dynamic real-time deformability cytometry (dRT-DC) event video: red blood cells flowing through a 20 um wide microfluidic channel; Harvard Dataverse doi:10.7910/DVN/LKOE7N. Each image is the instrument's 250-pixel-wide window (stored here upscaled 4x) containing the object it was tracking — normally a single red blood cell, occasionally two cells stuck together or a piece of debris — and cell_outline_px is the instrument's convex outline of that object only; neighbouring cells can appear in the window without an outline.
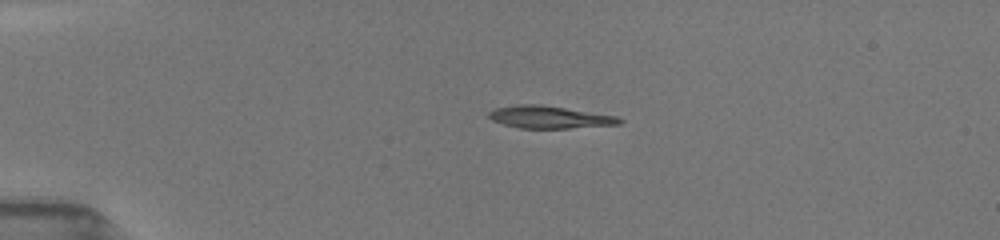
{"species": "common noctule bat (a hibernating species)", "species_latin": "Nyctalus noctula", "temperature_condition": "room temperature", "stored_images_in_passage": 41, "camera_frame_rate_fps": 3000, "um_per_image_px": 0.085, "animal": {"sex": "female", "body_mass_g": 19.5, "forearm_length_mm": 54.1}, "frame": {"image": 1, "passage_image": 1, "time_ms": 0.0, "image_size_px": [1000, 240], "cell_outline_px": [[624, 120], [620, 124], [568, 128], [520, 128], [504, 124], [492, 120], [488, 116], [488, 112], [496, 108], [516, 104], [540, 104], [616, 116]], "centroid_in_image_um": [46.68, 9.95], "position_along_channel_um": 38.3, "area_um2": 16.88}}
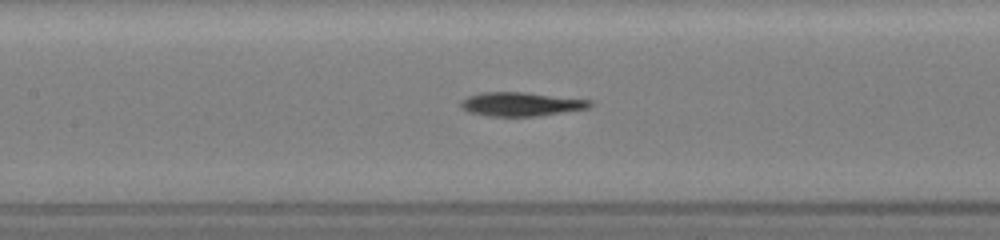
{"frame": {"image": 2, "passage_image": 14, "time_ms": 4.333, "image_size_px": [1000, 240], "cell_outline_px": [[592, 104], [588, 108], [540, 116], [488, 116], [468, 112], [460, 108], [460, 100], [468, 96], [480, 92], [524, 92], [592, 100]], "centroid_in_image_um": [44.24, 8.85], "position_along_channel_um": 163.2, "area_um2": 18.09}}
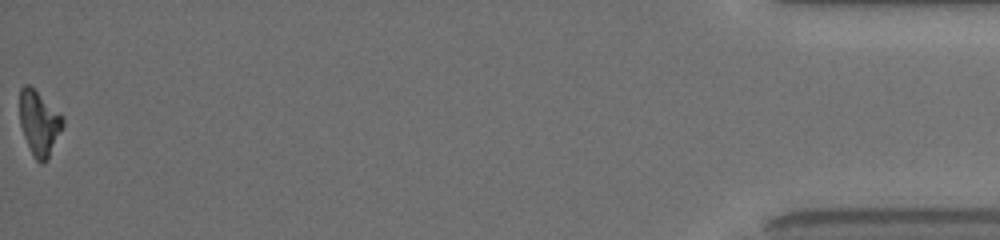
{"frame": {"image": 3, "passage_image": 41, "time_ms": 13.333, "image_size_px": [1000, 240], "cell_outline_px": [[64, 124], [48, 160], [40, 164], [32, 156], [24, 136], [20, 124], [20, 88], [24, 84], [28, 84], [60, 112], [64, 116]], "centroid_in_image_um": [3.34, 10.48], "position_along_channel_um": 431.9, "area_um2": 16.36}}